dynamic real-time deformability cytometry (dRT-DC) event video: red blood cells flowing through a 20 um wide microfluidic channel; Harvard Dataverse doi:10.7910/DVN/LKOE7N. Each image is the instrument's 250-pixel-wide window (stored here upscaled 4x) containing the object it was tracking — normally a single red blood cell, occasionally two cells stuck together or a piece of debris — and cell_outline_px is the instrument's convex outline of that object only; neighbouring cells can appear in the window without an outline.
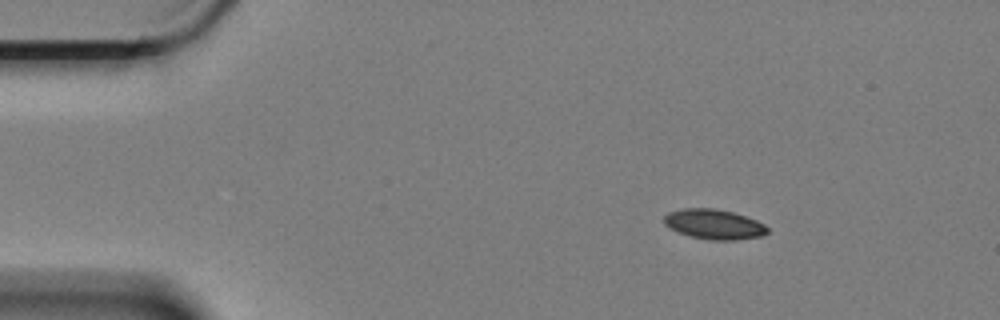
{"species": "Egyptian fruit bat (a non-hibernating species)", "species_latin": "Rousettus aegyptiacus", "temperature_condition": "cold", "stored_images_in_passage": 5, "camera_frame_rate_fps": 3000, "um_per_image_px": 0.085, "animal": {"sex": "female"}, "frame": {"image": 1, "passage_image": 2, "time_ms": 0.333, "image_size_px": [1000, 320], "cell_outline_px": [[768, 232], [760, 236], [736, 240], [712, 240], [692, 236], [668, 228], [664, 224], [664, 216], [668, 212], [684, 208], [716, 208], [732, 212], [756, 220], [764, 224], [768, 228]], "centroid_in_image_um": [60.68, 19.05], "position_along_channel_um": 24.3, "area_um2": 17.92}}
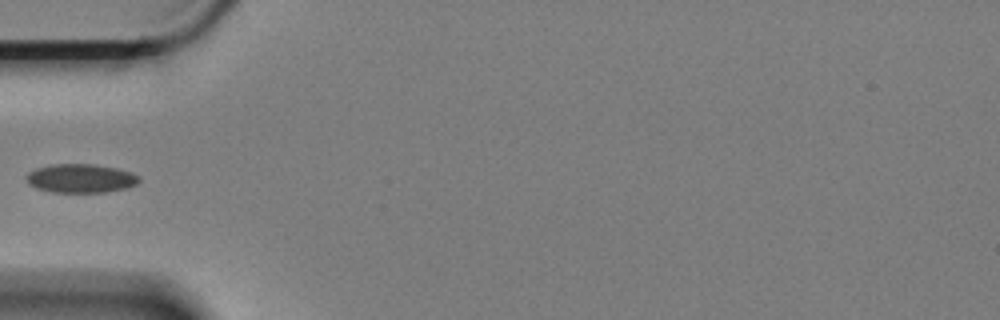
{"frame": {"image": 2, "passage_image": 4, "time_ms": 1.0, "image_size_px": [1000, 320], "cell_outline_px": [[140, 180], [136, 184], [128, 188], [108, 192], [52, 192], [36, 188], [28, 184], [24, 176], [28, 172], [36, 168], [52, 164], [92, 164], [116, 168], [132, 172], [140, 176]], "centroid_in_image_um": [6.86, 15.16], "position_along_channel_um": 78.1, "area_um2": 19.13}}